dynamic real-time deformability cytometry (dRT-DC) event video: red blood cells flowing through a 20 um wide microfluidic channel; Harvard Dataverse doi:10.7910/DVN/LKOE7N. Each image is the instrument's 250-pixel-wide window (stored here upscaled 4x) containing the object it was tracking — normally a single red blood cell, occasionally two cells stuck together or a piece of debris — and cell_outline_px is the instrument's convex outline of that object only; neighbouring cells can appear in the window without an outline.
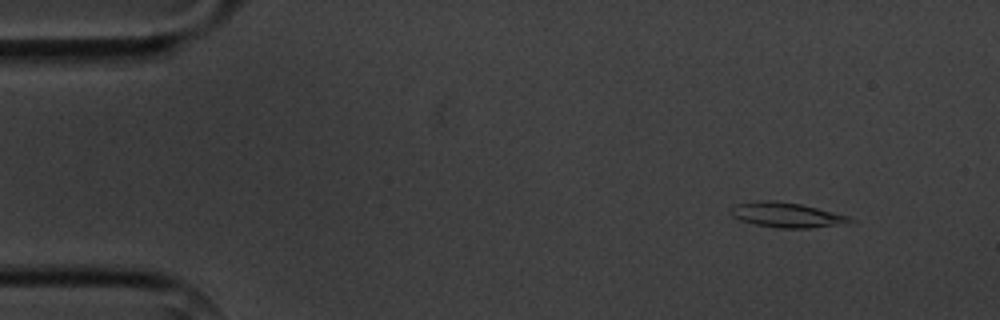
{"species": "common noctule bat (a hibernating species)", "species_latin": "Nyctalus noctula", "temperature_condition": "cold", "stored_images_in_passage": 5, "camera_frame_rate_fps": 3000, "um_per_image_px": 0.085, "animal": {"sex": "male", "body_mass_g": 20.1, "forearm_length_mm": 53.5}, "frame": {"image": 1, "passage_image": 1, "time_ms": 0.0, "image_size_px": [1000, 320], "cell_outline_px": [[856, 220], [848, 224], [808, 228], [776, 228], [756, 224], [740, 220], [732, 216], [732, 212], [736, 204], [760, 200], [772, 200], [800, 204], [848, 216]], "centroid_in_image_um": [66.91, 18.28], "position_along_channel_um": 18.1, "area_um2": 17.11}}
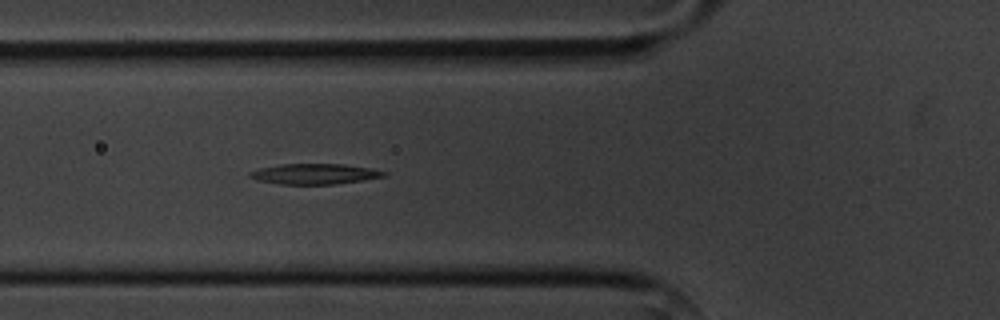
{"frame": {"image": 2, "passage_image": 5, "time_ms": 4.667, "image_size_px": [1000, 320], "cell_outline_px": [[388, 172], [384, 176], [360, 180], [332, 184], [280, 184], [260, 180], [248, 176], [248, 172], [260, 168], [280, 164], [344, 164], [372, 168]], "centroid_in_image_um": [26.73, 14.77], "position_along_channel_um": 99.1, "area_um2": 15.78}}